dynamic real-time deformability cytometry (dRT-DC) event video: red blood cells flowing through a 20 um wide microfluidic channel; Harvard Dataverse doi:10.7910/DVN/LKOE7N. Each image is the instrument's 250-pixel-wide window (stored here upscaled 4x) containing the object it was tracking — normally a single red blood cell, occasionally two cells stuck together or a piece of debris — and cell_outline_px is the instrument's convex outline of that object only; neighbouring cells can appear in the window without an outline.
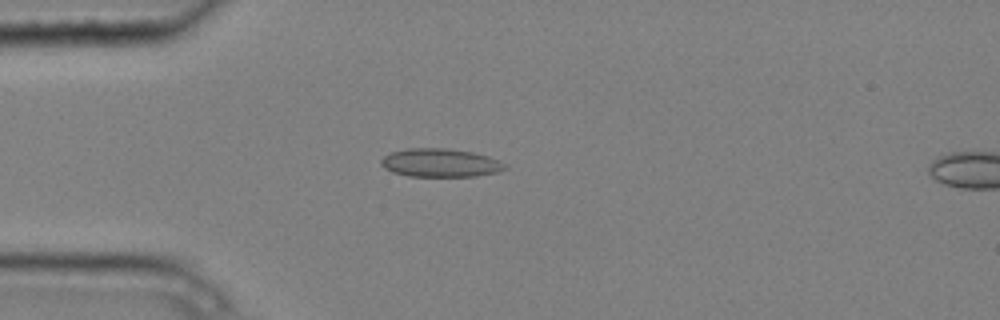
{"species": "common noctule bat (a hibernating species)", "species_latin": "Nyctalus noctula", "temperature_condition": "cold", "stored_images_in_passage": 4, "camera_frame_rate_fps": 3000, "um_per_image_px": 0.085, "animal": {"sex": "male", "body_mass_g": 20.4}, "frame": {"image": 1, "passage_image": 3, "time_ms": 0.667, "image_size_px": [1000, 320], "cell_outline_px": [[508, 168], [496, 172], [476, 176], [408, 176], [392, 172], [384, 168], [380, 164], [380, 160], [384, 156], [392, 152], [408, 148], [448, 148], [472, 152], [488, 156], [500, 160]], "centroid_in_image_um": [37.41, 13.84], "position_along_channel_um": 47.6, "area_um2": 20.52}}